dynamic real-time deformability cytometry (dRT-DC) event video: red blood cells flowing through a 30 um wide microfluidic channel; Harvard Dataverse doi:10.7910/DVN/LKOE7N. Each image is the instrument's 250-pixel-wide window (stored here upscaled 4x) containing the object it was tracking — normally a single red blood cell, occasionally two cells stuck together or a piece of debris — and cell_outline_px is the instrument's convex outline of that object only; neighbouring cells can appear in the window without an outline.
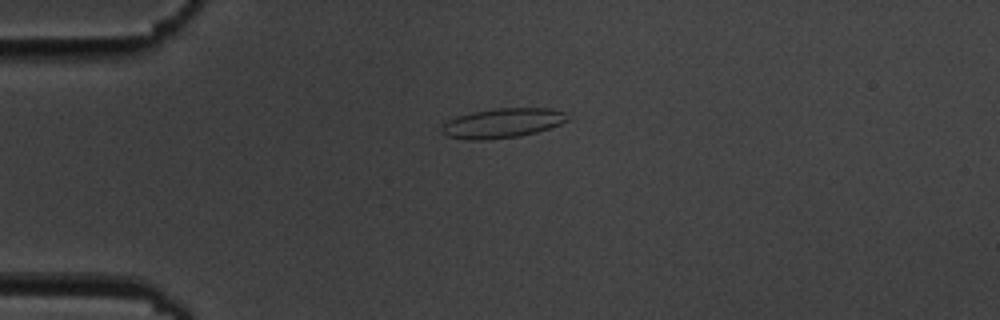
{"species": "common noctule bat (a hibernating species)", "species_latin": "Nyctalus noctula", "temperature_condition": "cold", "stored_images_in_passage": 5, "camera_frame_rate_fps": 3000, "um_per_image_px": 0.085, "animal": {"sex": "male", "body_mass_g": 19.5, "forearm_length_mm": 54.6}, "frame": {"image": 1, "passage_image": 4, "time_ms": 3.667, "image_size_px": [1000, 320], "cell_outline_px": [[576, 116], [572, 120], [552, 128], [520, 136], [484, 140], [468, 140], [448, 136], [440, 128], [440, 124], [456, 116], [472, 112], [492, 108], [548, 108], [564, 112]], "centroid_in_image_um": [42.8, 10.45], "position_along_channel_um": 42.2, "area_um2": 22.25}}